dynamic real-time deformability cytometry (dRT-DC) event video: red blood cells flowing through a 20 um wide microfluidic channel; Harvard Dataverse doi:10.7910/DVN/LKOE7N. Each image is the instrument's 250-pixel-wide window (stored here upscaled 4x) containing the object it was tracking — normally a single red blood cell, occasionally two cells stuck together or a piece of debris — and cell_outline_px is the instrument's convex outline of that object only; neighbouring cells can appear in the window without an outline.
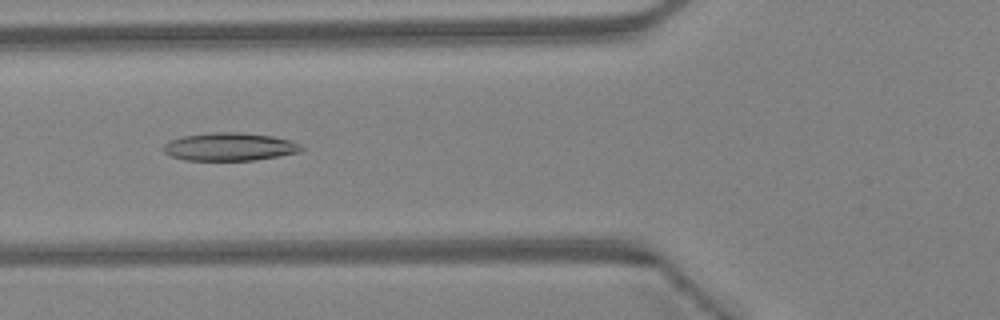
{"species": "Egyptian fruit bat (a non-hibernating species)", "species_latin": "Rousettus aegyptiacus", "temperature_condition": "warm", "stored_images_in_passage": 46, "camera_frame_rate_fps": 3000, "um_per_image_px": 0.085, "animal": {"sex": "female"}, "frame": {"image": 1, "passage_image": 18, "time_ms": 5.667, "image_size_px": [1000, 320], "cell_outline_px": [[304, 148], [300, 152], [252, 160], [184, 160], [172, 156], [164, 152], [164, 144], [168, 140], [184, 136], [212, 132], [240, 132], [272, 136], [288, 140], [300, 144]], "centroid_in_image_um": [19.49, 12.47], "position_along_channel_um": 106.3, "area_um2": 22.31}}
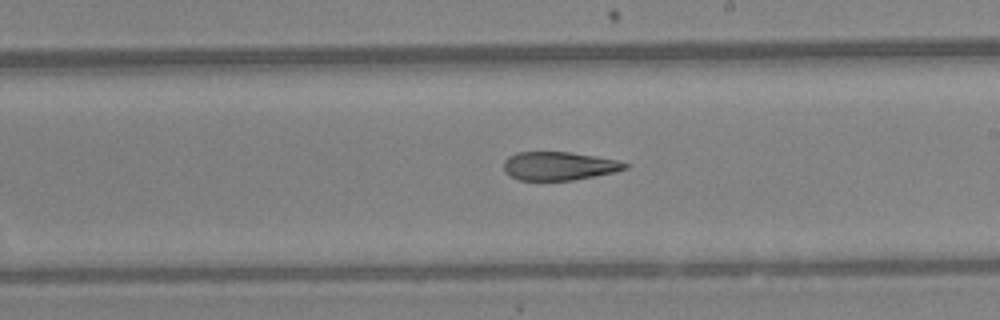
{"frame": {"image": 2, "passage_image": 27, "time_ms": 8.667, "image_size_px": [1000, 320], "cell_outline_px": [[632, 164], [628, 168], [612, 172], [572, 180], [520, 180], [504, 172], [504, 160], [508, 156], [516, 152], [568, 152], [596, 156], [616, 160]], "centroid_in_image_um": [47.5, 14.1], "position_along_channel_um": 241.5, "area_um2": 20.0}}
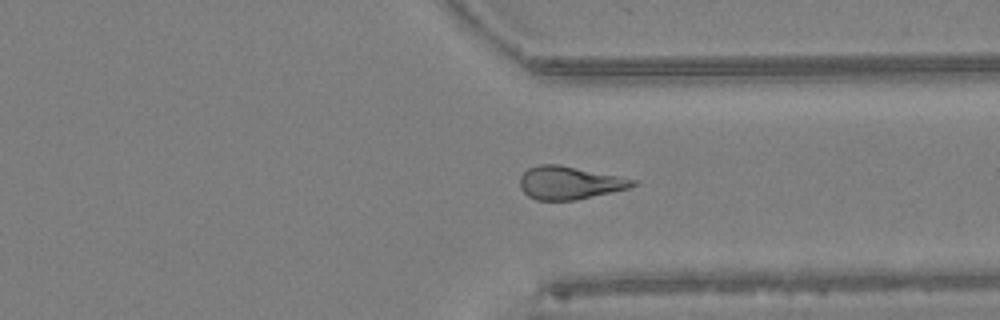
{"frame": {"image": 3, "passage_image": 35, "time_ms": 11.333, "image_size_px": [1000, 320], "cell_outline_px": [[640, 184], [628, 188], [576, 200], [536, 200], [528, 196], [520, 188], [520, 176], [528, 168], [540, 164], [560, 164], [640, 180]], "centroid_in_image_um": [48.44, 15.53], "position_along_channel_um": 363.0, "area_um2": 21.91}, "authors_computed_cell_mechanics": {"area_um2": 22.253, "velocity_mm_per_s": 4.5269, "shape_relaxation_time_tau1_ms": null, "shape_relaxation_time_tau2_ms": 5.414, "deformation_change_tau1": null, "deformation_change_tau2": 0.1737}}